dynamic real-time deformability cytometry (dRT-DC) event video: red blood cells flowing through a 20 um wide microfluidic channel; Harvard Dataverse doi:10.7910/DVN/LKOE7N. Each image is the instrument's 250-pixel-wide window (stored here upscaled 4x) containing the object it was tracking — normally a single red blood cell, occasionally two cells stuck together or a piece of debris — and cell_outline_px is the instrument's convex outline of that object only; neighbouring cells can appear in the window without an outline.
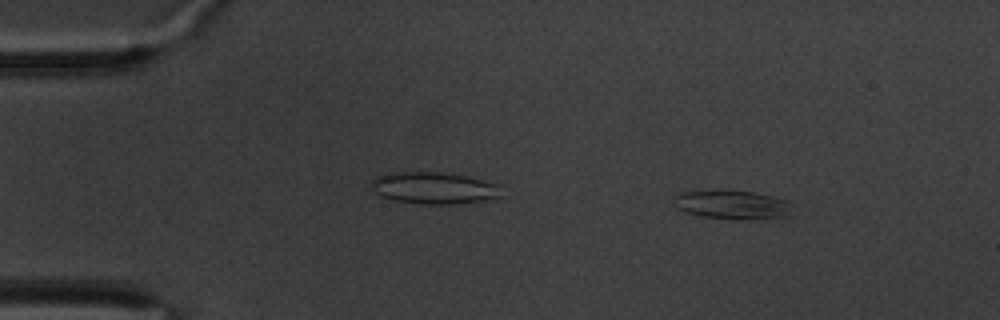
{"species": "common noctule bat (a hibernating species)", "species_latin": "Nyctalus noctula", "temperature_condition": "warm", "stored_images_in_passage": 10, "camera_frame_rate_fps": 3000, "um_per_image_px": 0.085, "animal": {"sex": "male", "body_mass_g": 20.1, "forearm_length_mm": 53.5}, "frame": {"image": 1, "passage_image": 1, "time_ms": 0.0, "image_size_px": [1000, 320], "cell_outline_px": [[792, 216], [748, 220], [736, 220], [704, 216], [684, 212], [676, 208], [672, 204], [676, 196], [680, 192], [752, 192], [792, 200]], "centroid_in_image_um": [62.35, 17.44], "position_along_channel_um": 22.7, "area_um2": 19.88}}